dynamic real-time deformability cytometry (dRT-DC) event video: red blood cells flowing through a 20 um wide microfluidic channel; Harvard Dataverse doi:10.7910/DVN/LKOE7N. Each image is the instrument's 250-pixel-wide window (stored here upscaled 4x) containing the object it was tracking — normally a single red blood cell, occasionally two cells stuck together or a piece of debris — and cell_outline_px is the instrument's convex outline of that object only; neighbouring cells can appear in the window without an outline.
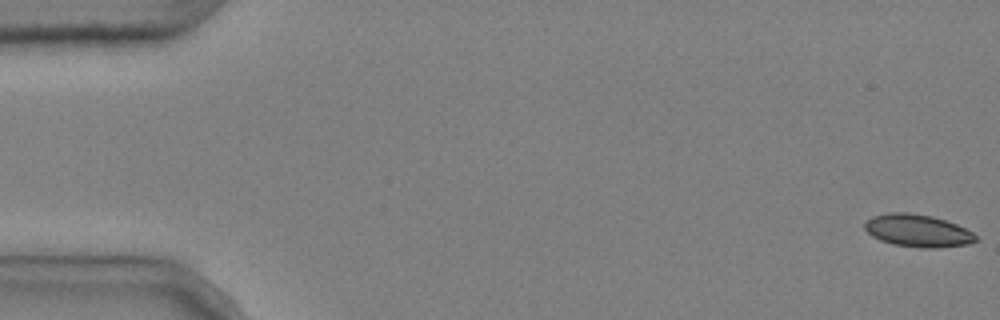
{"species": "common noctule bat (a hibernating species)", "species_latin": "Nyctalus noctula", "temperature_condition": "cold", "stored_images_in_passage": 5, "camera_frame_rate_fps": 3000, "um_per_image_px": 0.085, "animal": {"sex": "male", "body_mass_g": 20.4}, "frame": {"image": 1, "passage_image": 1, "time_ms": 0.0, "image_size_px": [1000, 320], "cell_outline_px": [[976, 240], [968, 244], [936, 248], [920, 248], [892, 244], [880, 240], [872, 236], [864, 228], [864, 224], [872, 216], [888, 212], [908, 212], [932, 216], [956, 224], [972, 232], [976, 236]], "centroid_in_image_um": [77.97, 19.61], "position_along_channel_um": 7.0, "area_um2": 20.98}}
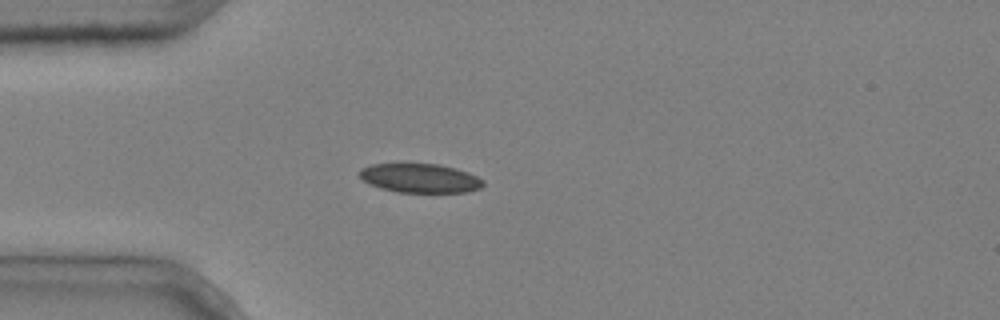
{"frame": {"image": 2, "passage_image": 5, "time_ms": 1.333, "image_size_px": [1000, 320], "cell_outline_px": [[484, 184], [480, 188], [468, 192], [396, 192], [380, 188], [368, 184], [360, 176], [360, 168], [372, 164], [436, 164], [456, 168], [468, 172], [484, 180]], "centroid_in_image_um": [35.71, 15.15], "position_along_channel_um": 49.3, "area_um2": 20.92}}